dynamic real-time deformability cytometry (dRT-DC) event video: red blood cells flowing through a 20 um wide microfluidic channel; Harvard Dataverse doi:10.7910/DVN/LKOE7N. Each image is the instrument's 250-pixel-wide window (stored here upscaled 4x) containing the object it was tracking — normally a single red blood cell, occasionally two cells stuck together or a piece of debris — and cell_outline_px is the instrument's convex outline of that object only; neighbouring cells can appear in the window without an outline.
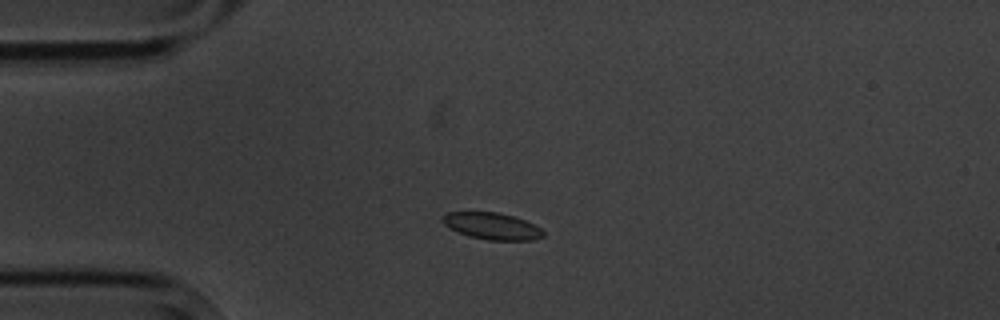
{"species": "common noctule bat (a hibernating species)", "species_latin": "Nyctalus noctula", "temperature_condition": "cold", "stored_images_in_passage": 6, "camera_frame_rate_fps": 3000, "um_per_image_px": 0.085, "animal": {"sex": "male", "body_mass_g": 20.1, "forearm_length_mm": 53.5}, "frame": {"image": 1, "passage_image": 3, "time_ms": 2.333, "image_size_px": [1000, 320], "cell_outline_px": [[544, 236], [532, 240], [488, 240], [468, 236], [444, 224], [440, 220], [440, 216], [448, 212], [496, 212], [512, 216], [524, 220], [540, 228], [544, 232]], "centroid_in_image_um": [41.79, 19.21], "position_along_channel_um": 43.2, "area_um2": 15.55}}
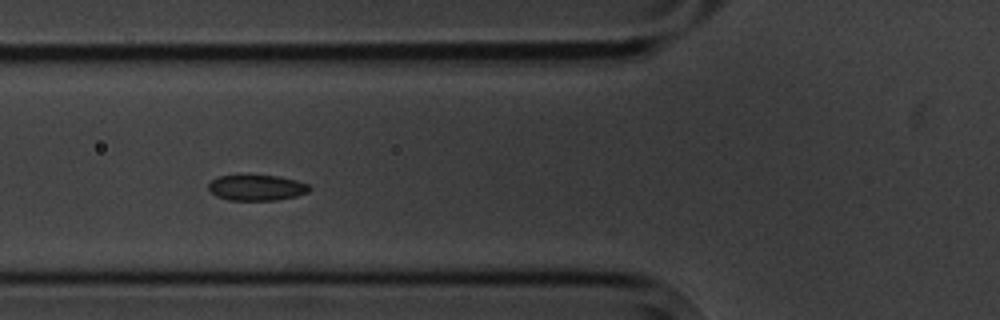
{"frame": {"image": 2, "passage_image": 5, "time_ms": 4.667, "image_size_px": [1000, 320], "cell_outline_px": [[312, 188], [308, 192], [296, 196], [276, 200], [228, 200], [216, 196], [208, 188], [208, 184], [212, 180], [220, 176], [236, 172], [248, 172], [280, 176], [296, 180], [308, 184]], "centroid_in_image_um": [21.79, 15.89], "position_along_channel_um": 104.0, "area_um2": 16.01}}
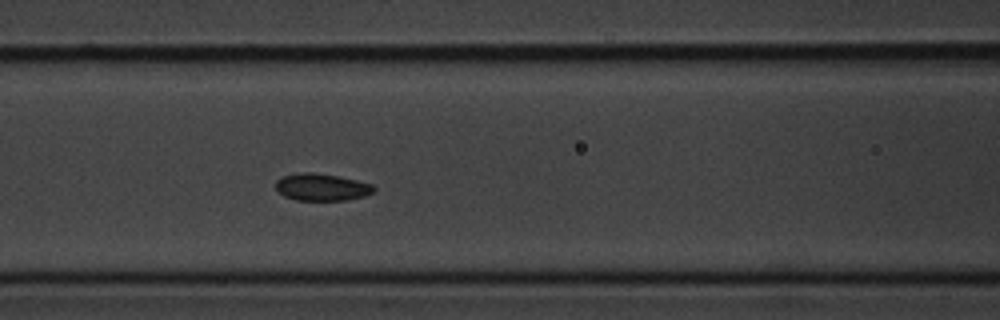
{"frame": {"image": 3, "passage_image": 6, "time_ms": 5.667, "image_size_px": [1000, 320], "cell_outline_px": [[376, 188], [372, 192], [364, 196], [348, 200], [296, 200], [284, 196], [276, 188], [276, 180], [284, 176], [296, 172], [312, 172], [340, 176], [372, 184]], "centroid_in_image_um": [27.34, 15.9], "position_along_channel_um": 139.3, "area_um2": 15.55}}